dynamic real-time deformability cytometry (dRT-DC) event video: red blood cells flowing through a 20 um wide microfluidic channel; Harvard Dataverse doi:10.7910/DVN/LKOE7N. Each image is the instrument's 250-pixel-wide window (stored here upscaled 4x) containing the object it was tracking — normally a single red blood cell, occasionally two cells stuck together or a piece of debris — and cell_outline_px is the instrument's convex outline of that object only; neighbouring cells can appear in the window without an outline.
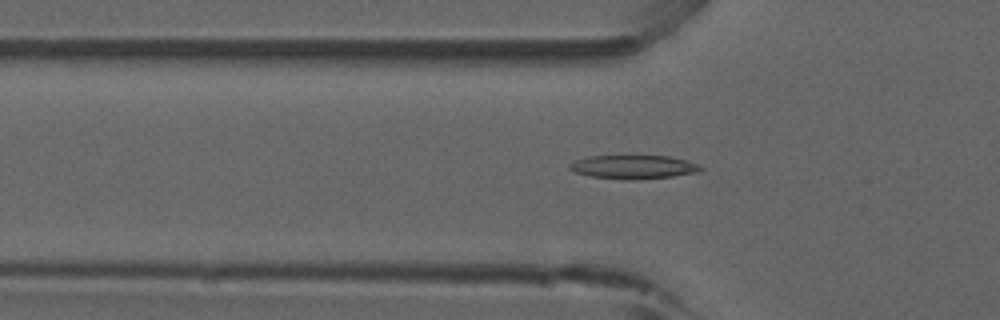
{"species": "common noctule bat (a hibernating species)", "species_latin": "Nyctalus noctula", "temperature_condition": "room temperature", "stored_images_in_passage": 52, "camera_frame_rate_fps": 3000, "um_per_image_px": 0.085, "animal": {"sex": "male", "forearm_length_mm": 52.5}, "frame": {"image": 1, "passage_image": 17, "time_ms": 5.333, "image_size_px": [1000, 320], "cell_outline_px": [[704, 168], [696, 172], [672, 176], [632, 180], [624, 180], [592, 176], [576, 172], [568, 168], [568, 164], [576, 160], [588, 156], [668, 156], [688, 160], [700, 164]], "centroid_in_image_um": [53.86, 14.19], "position_along_channel_um": 71.9, "area_um2": 18.03}}
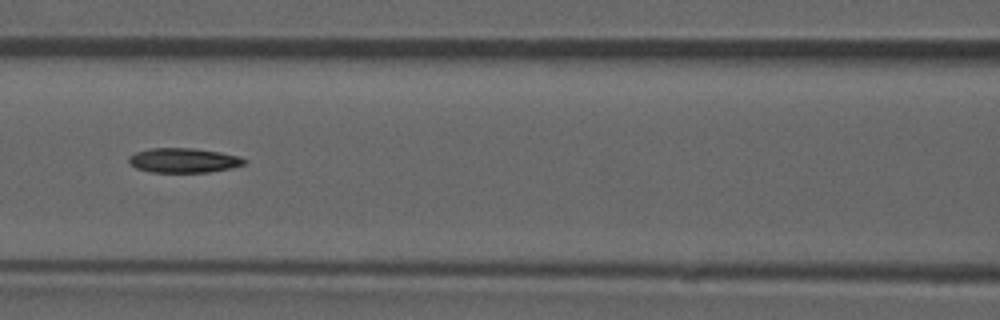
{"frame": {"image": 2, "passage_image": 23, "time_ms": 7.333, "image_size_px": [1000, 320], "cell_outline_px": [[248, 160], [244, 164], [228, 168], [208, 172], [152, 172], [136, 168], [128, 160], [128, 156], [136, 152], [152, 148], [196, 148], [220, 152], [240, 156]], "centroid_in_image_um": [15.61, 13.62], "position_along_channel_um": 151.0, "area_um2": 16.47}}
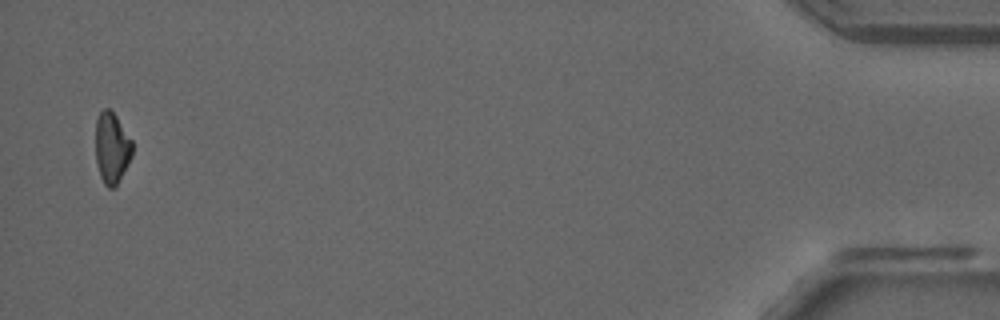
{"frame": {"image": 3, "passage_image": 51, "time_ms": 16.667, "image_size_px": [1000, 320], "cell_outline_px": [[132, 156], [116, 188], [108, 188], [104, 184], [100, 176], [96, 160], [96, 120], [100, 112], [104, 108], [108, 108], [116, 116], [132, 140]], "centroid_in_image_um": [9.51, 12.6], "position_along_channel_um": 425.7, "area_um2": 15.26}}